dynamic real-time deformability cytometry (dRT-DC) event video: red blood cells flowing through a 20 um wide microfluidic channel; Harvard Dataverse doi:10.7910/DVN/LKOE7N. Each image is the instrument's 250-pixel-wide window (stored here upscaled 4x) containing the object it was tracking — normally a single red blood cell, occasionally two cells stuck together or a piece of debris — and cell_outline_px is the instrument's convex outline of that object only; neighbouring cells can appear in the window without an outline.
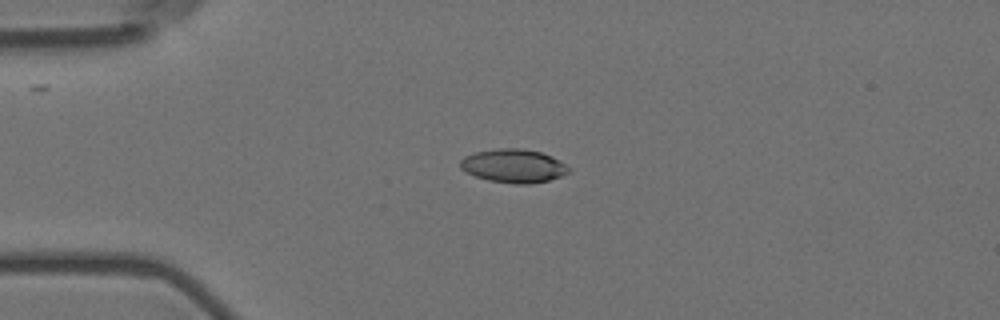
{"species": "Egyptian fruit bat (a non-hibernating species)", "species_latin": "Rousettus aegyptiacus", "temperature_condition": "room temperature", "stored_images_in_passage": 29, "camera_frame_rate_fps": 3000, "um_per_image_px": 0.085, "animal": {"sex": "female"}, "frame": {"image": 1, "passage_image": 2, "time_ms": 0.333, "image_size_px": [1000, 320], "cell_outline_px": [[572, 168], [568, 172], [560, 176], [548, 180], [532, 184], [516, 184], [488, 180], [476, 176], [460, 168], [460, 160], [464, 156], [476, 152], [496, 148], [524, 148], [540, 152], [552, 156], [560, 160]], "centroid_in_image_um": [43.67, 14.09], "position_along_channel_um": 41.3, "area_um2": 21.27}}
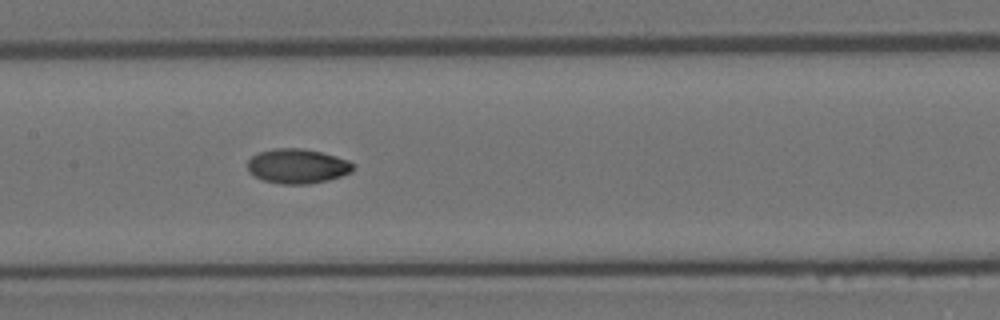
{"frame": {"image": 2, "passage_image": 16, "time_ms": 5.0, "image_size_px": [1000, 320], "cell_outline_px": [[356, 168], [352, 172], [328, 180], [308, 184], [280, 184], [264, 180], [248, 172], [248, 160], [252, 156], [260, 152], [272, 148], [300, 148], [320, 152], [336, 156], [348, 160]], "centroid_in_image_um": [25.28, 14.12], "position_along_channel_um": 182.1, "area_um2": 21.27}}
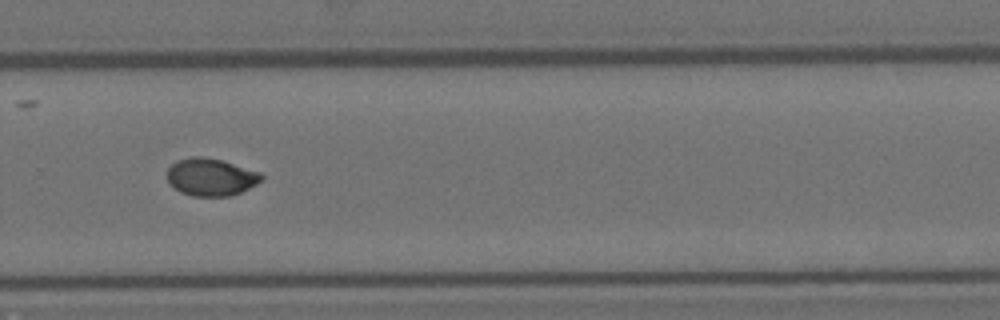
{"frame": {"image": 3, "passage_image": 27, "time_ms": 8.667, "image_size_px": [1000, 320], "cell_outline_px": [[264, 180], [232, 196], [192, 196], [180, 192], [172, 188], [168, 184], [168, 168], [176, 160], [192, 156], [200, 156], [220, 160], [260, 172], [264, 176]], "centroid_in_image_um": [17.9, 15.06], "position_along_channel_um": 311.9, "area_um2": 20.69}}